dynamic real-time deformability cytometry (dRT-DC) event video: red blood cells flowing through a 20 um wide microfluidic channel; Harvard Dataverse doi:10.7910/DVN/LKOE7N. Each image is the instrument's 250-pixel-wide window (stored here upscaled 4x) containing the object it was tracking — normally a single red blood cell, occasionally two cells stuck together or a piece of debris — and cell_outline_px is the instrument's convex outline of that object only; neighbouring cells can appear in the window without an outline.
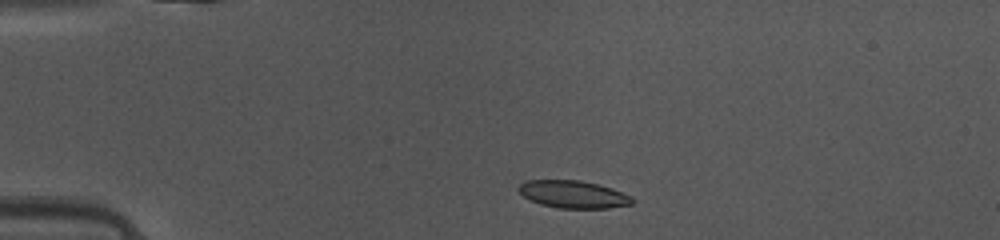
{"species": "common noctule bat (a hibernating species)", "species_latin": "Nyctalus noctula", "temperature_condition": "warm", "stored_images_in_passage": 28, "camera_frame_rate_fps": 3000, "um_per_image_px": 0.085, "animal": {"sex": "female", "body_mass_g": 10.0, "forearm_length_mm": 53.1}, "frame": {"image": 1, "passage_image": 1, "time_ms": 0.0, "image_size_px": [1000, 240], "cell_outline_px": [[628, 204], [596, 208], [572, 208], [548, 204], [536, 200], [528, 196], [528, 188], [536, 180], [568, 180], [592, 184], [616, 192]], "centroid_in_image_um": [48.76, 16.53], "position_along_channel_um": 36.2, "area_um2": 14.8}}
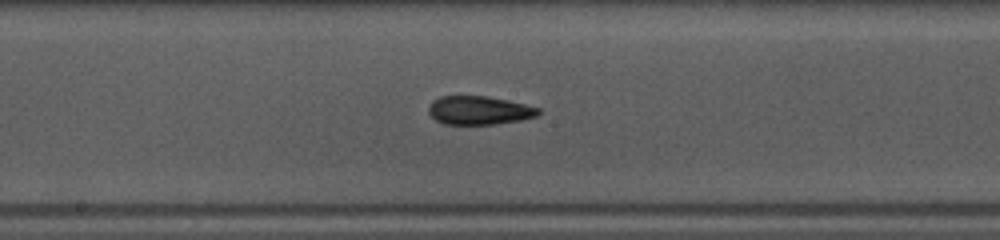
{"frame": {"image": 2, "passage_image": 16, "time_ms": 5.0, "image_size_px": [1000, 240], "cell_outline_px": [[536, 112], [528, 116], [508, 120], [480, 124], [456, 124], [440, 120], [432, 112], [432, 104], [448, 96], [476, 96], [536, 108]], "centroid_in_image_um": [40.62, 9.37], "position_along_channel_um": 207.6, "area_um2": 15.43}}
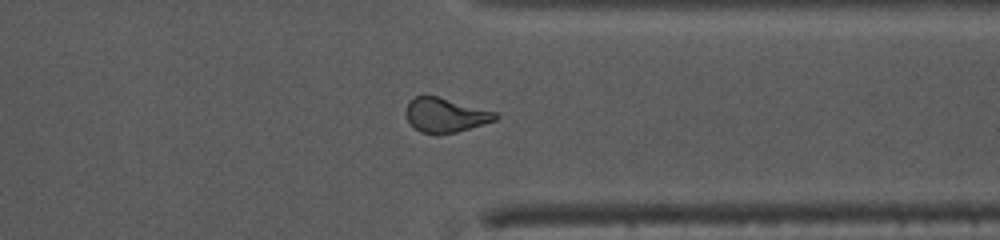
{"frame": {"image": 3, "passage_image": 28, "time_ms": 9.0, "image_size_px": [1000, 240], "cell_outline_px": [[496, 116], [492, 120], [452, 132], [428, 132], [416, 128], [412, 124], [412, 100], [420, 96], [432, 96], [484, 112]], "centroid_in_image_um": [37.8, 9.8], "position_along_channel_um": 373.6, "area_um2": 14.68}, "authors_computed_cell_mechanics": {"area_um2": 14.7101, "velocity_mm_per_s": 4.1822, "shape_relaxation_time_tau1_ms": null, "shape_relaxation_time_tau2_ms": 2.5585, "deformation_change_tau1": null, "deformation_change_tau2": 0.0851}}